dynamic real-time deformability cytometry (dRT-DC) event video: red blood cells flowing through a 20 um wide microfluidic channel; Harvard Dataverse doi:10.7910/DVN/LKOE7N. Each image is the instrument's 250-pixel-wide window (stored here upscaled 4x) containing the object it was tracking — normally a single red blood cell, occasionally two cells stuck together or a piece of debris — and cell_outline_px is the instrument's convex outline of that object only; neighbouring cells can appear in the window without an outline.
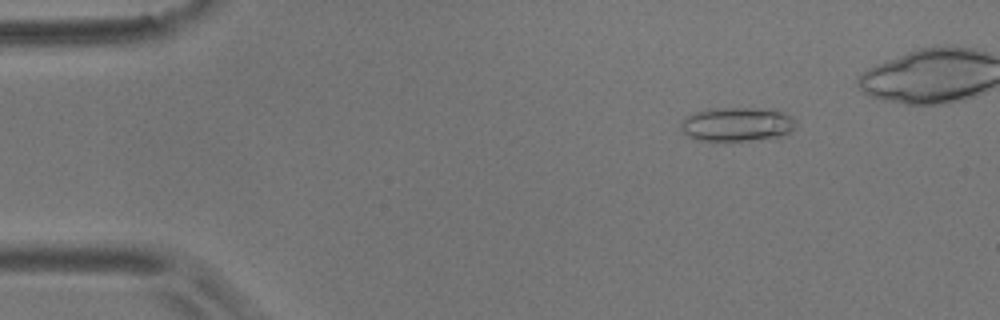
{"species": "common noctule bat (a hibernating species)", "species_latin": "Nyctalus noctula", "temperature_condition": "room temperature", "stored_images_in_passage": 6, "camera_frame_rate_fps": 3000, "um_per_image_px": 0.085, "animal": {"sex": "male", "body_mass_g": 17.9}, "frame": {"image": 1, "passage_image": 3, "time_ms": 0.667, "image_size_px": [1000, 320], "cell_outline_px": [[796, 128], [784, 136], [748, 140], [696, 140], [688, 136], [680, 128], [680, 120], [684, 116], [708, 108], [776, 108], [792, 116], [796, 120]], "centroid_in_image_um": [62.68, 10.54], "position_along_channel_um": 22.3, "area_um2": 23.29}}